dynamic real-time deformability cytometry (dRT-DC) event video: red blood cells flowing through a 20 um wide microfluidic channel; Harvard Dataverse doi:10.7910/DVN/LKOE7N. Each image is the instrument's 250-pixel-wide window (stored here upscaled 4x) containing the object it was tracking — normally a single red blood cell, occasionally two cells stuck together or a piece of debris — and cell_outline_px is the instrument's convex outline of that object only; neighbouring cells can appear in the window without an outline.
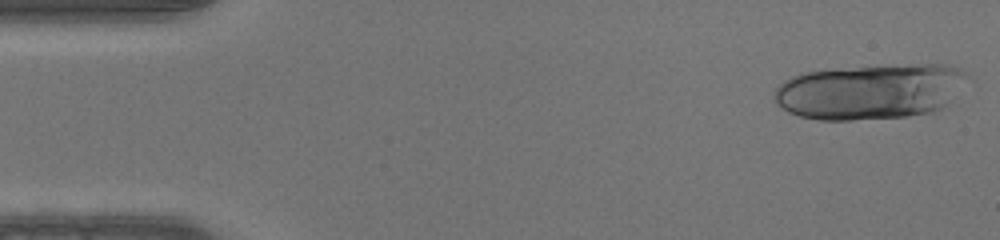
{"species": "human", "species_latin": "Homo sapiens", "temperature_condition": "warm", "stored_images_in_passage": 32, "segment_of_instrument_passage": [1, 2], "camera_frame_rate_fps": 3000, "um_per_image_px": 0.085, "donor": {"sex": "male"}, "frame": {"image": 1, "passage_image": 1, "time_ms": 0.0, "image_size_px": [1000, 240], "cell_outline_px": [[972, 76], [940, 108], [932, 112], [908, 116], [852, 120], [816, 120], [800, 116], [788, 112], [776, 104], [772, 96], [772, 92], [784, 80], [792, 76], [804, 72], [860, 68], [920, 64], [948, 64], [960, 68], [968, 72]], "centroid_in_image_um": [73.95, 7.79], "position_along_channel_um": 11.0, "area_um2": 61.96}}